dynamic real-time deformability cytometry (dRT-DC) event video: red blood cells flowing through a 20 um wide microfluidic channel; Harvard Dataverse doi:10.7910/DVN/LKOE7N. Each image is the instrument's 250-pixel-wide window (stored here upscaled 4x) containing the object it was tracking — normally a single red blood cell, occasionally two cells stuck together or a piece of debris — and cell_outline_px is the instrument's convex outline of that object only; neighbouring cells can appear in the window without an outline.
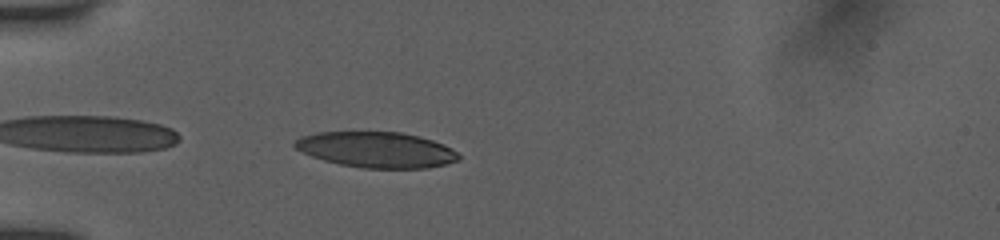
{"species": "human", "species_latin": "Homo sapiens", "temperature_condition": "room temperature", "stored_images_in_passage": 39, "camera_frame_rate_fps": 3000, "um_per_image_px": 0.085, "donor": {"sex": "female"}, "frame": {"image": 1, "passage_image": 2, "time_ms": 0.333, "image_size_px": [1000, 240], "cell_outline_px": [[460, 160], [428, 168], [364, 168], [340, 164], [324, 160], [312, 156], [296, 148], [292, 144], [300, 136], [316, 132], [400, 132], [420, 136], [444, 144], [452, 148], [460, 156]], "centroid_in_image_um": [32.01, 12.72], "position_along_channel_um": 53.0, "area_um2": 34.04}}
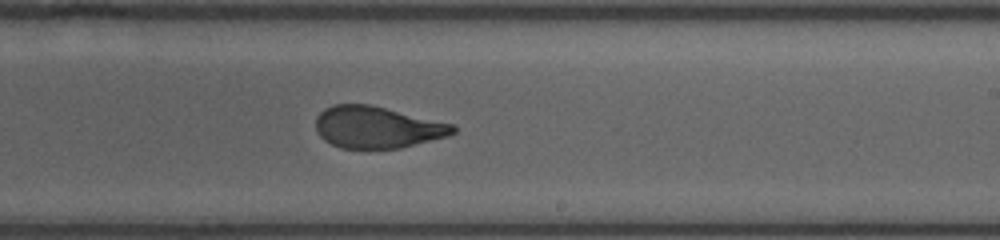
{"frame": {"image": 2, "passage_image": 19, "time_ms": 6.0, "image_size_px": [1000, 240], "cell_outline_px": [[456, 132], [448, 136], [400, 148], [340, 148], [324, 140], [316, 132], [316, 116], [324, 108], [332, 104], [368, 104], [456, 124]], "centroid_in_image_um": [32.05, 10.81], "position_along_channel_um": 256.9, "area_um2": 33.52}}
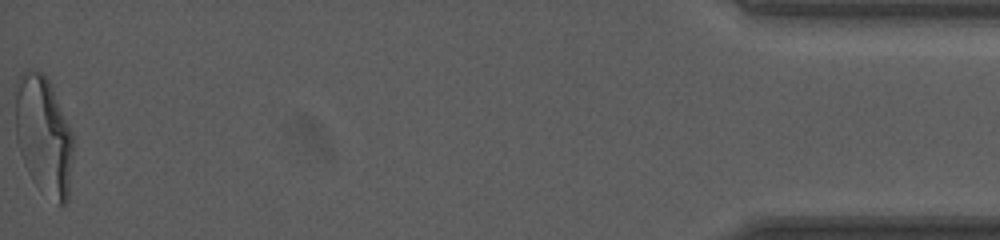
{"frame": {"image": 3, "passage_image": 39, "time_ms": 12.667, "image_size_px": [1000, 240], "cell_outline_px": [[72, 156], [68, 200], [60, 208], [32, 180], [24, 164], [16, 140], [16, 76], [24, 68], [36, 68], [44, 72], [52, 88], [72, 132]], "centroid_in_image_um": [3.69, 11.47], "position_along_channel_um": 431.5, "area_um2": 40.29}, "authors_computed_cell_mechanics": {"area_um2": 34.969, "velocity_mm_per_s": 3.918, "shape_relaxation_time_tau1_ms": 6.9257, "shape_relaxation_time_tau2_ms": 0.9732, "deformation_change_tau1": 0.2516, "deformation_change_tau2": 0.0752}}